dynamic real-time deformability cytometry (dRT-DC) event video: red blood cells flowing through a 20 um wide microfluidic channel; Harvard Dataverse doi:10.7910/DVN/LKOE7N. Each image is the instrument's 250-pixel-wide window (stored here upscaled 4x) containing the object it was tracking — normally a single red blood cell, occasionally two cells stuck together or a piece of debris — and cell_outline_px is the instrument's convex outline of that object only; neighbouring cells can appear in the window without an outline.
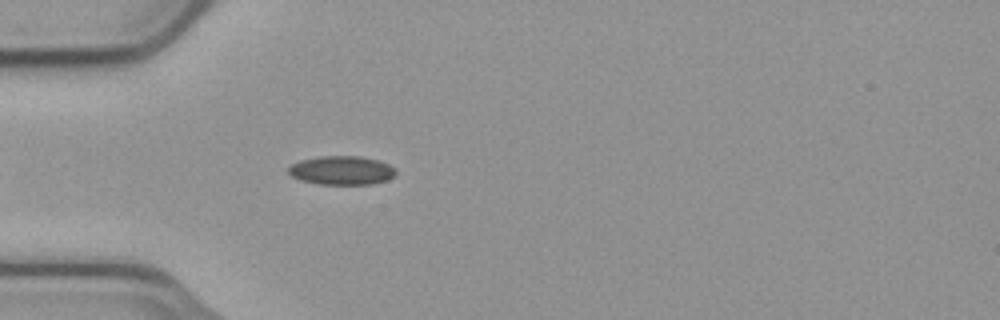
{"species": "common noctule bat (a hibernating species)", "species_latin": "Nyctalus noctula", "temperature_condition": "cold", "stored_images_in_passage": 42, "camera_frame_rate_fps": 3000, "um_per_image_px": 0.085, "animal": {"sex": "male", "body_mass_g": 23.1, "forearm_length_mm": 52.7}, "frame": {"image": 1, "passage_image": 3, "time_ms": 0.667, "image_size_px": [1000, 320], "cell_outline_px": [[396, 176], [388, 180], [372, 184], [320, 184], [300, 180], [292, 176], [288, 172], [288, 168], [292, 164], [300, 160], [320, 156], [360, 156], [380, 160], [396, 168]], "centroid_in_image_um": [29.08, 14.48], "position_along_channel_um": 55.9, "area_um2": 18.21}}
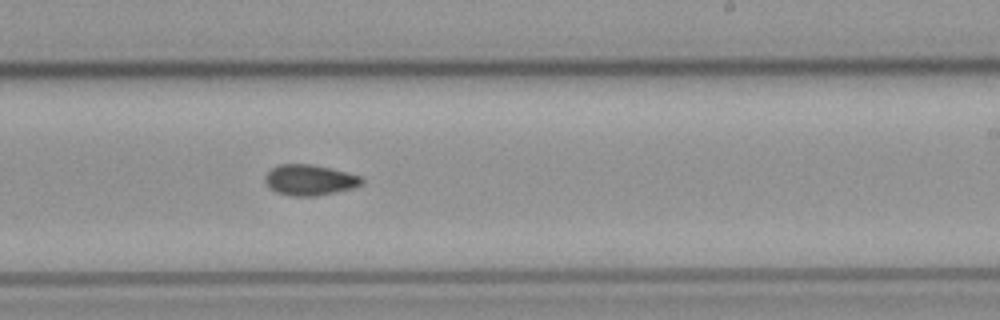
{"frame": {"image": 2, "passage_image": 20, "time_ms": 6.333, "image_size_px": [1000, 320], "cell_outline_px": [[364, 184], [352, 188], [336, 192], [312, 196], [292, 196], [276, 192], [264, 180], [264, 176], [272, 168], [280, 164], [312, 164], [332, 168], [348, 172], [360, 176], [364, 180]], "centroid_in_image_um": [26.35, 15.29], "position_along_channel_um": 262.6, "area_um2": 17.28}}
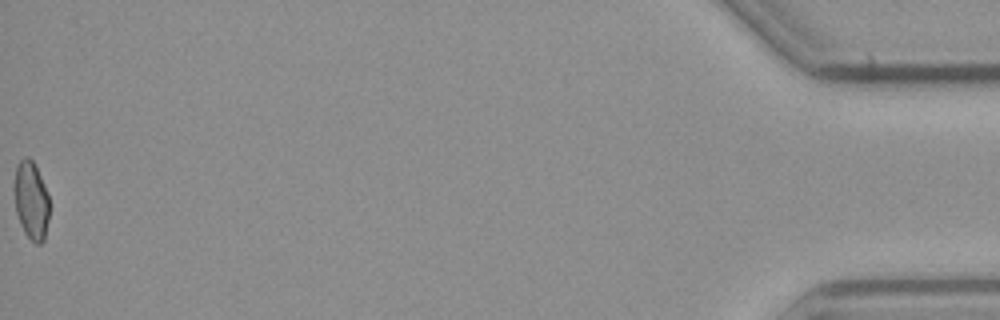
{"frame": {"image": 3, "passage_image": 42, "time_ms": 13.667, "image_size_px": [1000, 320], "cell_outline_px": [[48, 220], [44, 240], [40, 244], [36, 244], [24, 232], [20, 224], [16, 212], [12, 188], [12, 184], [16, 164], [24, 156], [28, 156], [32, 160], [48, 192]], "centroid_in_image_um": [2.6, 16.99], "position_along_channel_um": 432.6, "area_um2": 16.3}, "authors_computed_cell_mechanics": {"area_um2": 16.9932, "velocity_mm_per_s": 3.746, "shape_relaxation_time_tau1_ms": null, "shape_relaxation_time_tau2_ms": 5.6644, "deformation_change_tau1": null, "deformation_change_tau2": 0.098}}